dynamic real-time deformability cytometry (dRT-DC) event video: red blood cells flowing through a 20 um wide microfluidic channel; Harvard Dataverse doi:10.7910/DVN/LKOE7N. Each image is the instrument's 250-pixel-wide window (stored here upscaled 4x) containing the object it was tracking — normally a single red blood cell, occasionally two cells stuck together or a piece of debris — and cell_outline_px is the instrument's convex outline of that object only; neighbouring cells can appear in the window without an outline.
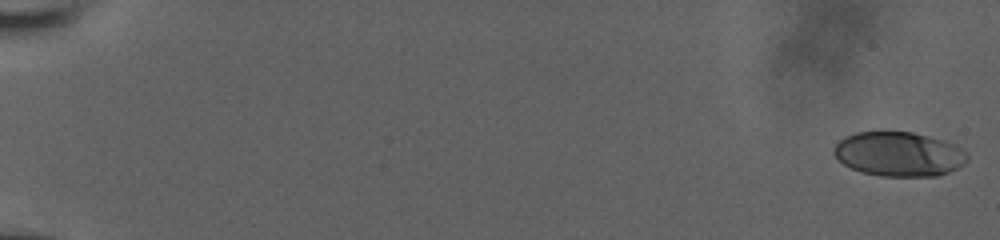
{"species": "human", "species_latin": "Homo sapiens", "temperature_condition": "room temperature", "stored_images_in_passage": 56, "camera_frame_rate_fps": 3000, "um_per_image_px": 0.085, "donor": {"sex": "male"}, "frame": {"image": 1, "passage_image": 1, "time_ms": 0.0, "image_size_px": [1000, 240], "cell_outline_px": [[968, 160], [964, 164], [948, 172], [936, 176], [880, 176], [860, 172], [844, 164], [832, 152], [832, 148], [844, 136], [856, 132], [880, 128], [912, 132], [928, 136], [956, 144], [968, 152]], "centroid_in_image_um": [76.38, 13.05], "position_along_channel_um": 8.6, "area_um2": 35.49}}
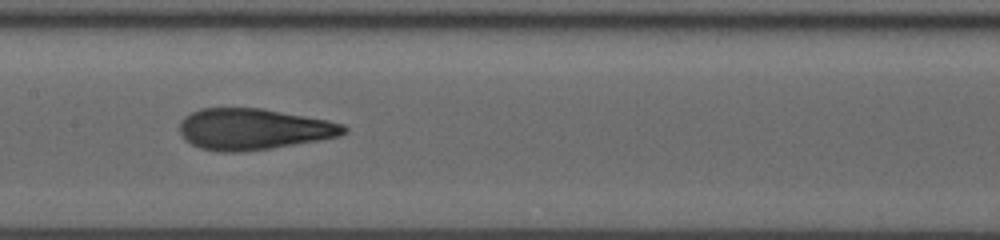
{"frame": {"image": 2, "passage_image": 31, "time_ms": 10.0, "image_size_px": [1000, 240], "cell_outline_px": [[348, 132], [340, 136], [320, 140], [272, 148], [240, 152], [220, 152], [200, 148], [184, 140], [180, 132], [180, 120], [184, 116], [200, 108], [260, 108], [328, 120], [344, 124], [348, 128]], "centroid_in_image_um": [21.54, 10.98], "position_along_channel_um": 185.9, "area_um2": 39.59}}
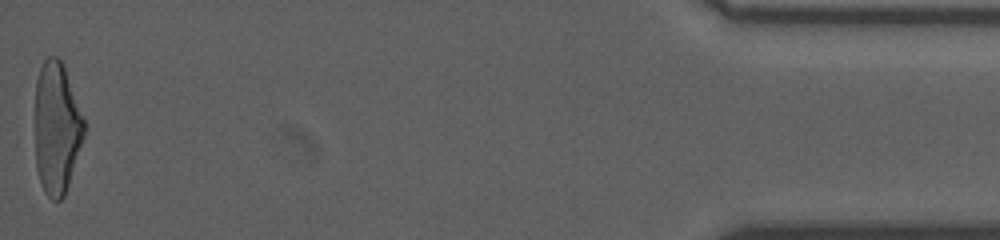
{"frame": {"image": 3, "passage_image": 56, "time_ms": 18.333, "image_size_px": [1000, 240], "cell_outline_px": [[88, 124], [64, 196], [60, 200], [52, 200], [44, 192], [36, 168], [36, 80], [40, 68], [44, 60], [48, 56], [56, 56], [64, 64]], "centroid_in_image_um": [4.85, 10.83], "position_along_channel_um": 430.3, "area_um2": 38.09}, "authors_computed_cell_mechanics": {"area_um2": 38.3792, "velocity_mm_per_s": 3.9379, "shape_relaxation_time_tau1_ms": 5.2962, "shape_relaxation_time_tau2_ms": 1.0985, "deformation_change_tau1": 0.1954, "deformation_change_tau2": 0.0897}}